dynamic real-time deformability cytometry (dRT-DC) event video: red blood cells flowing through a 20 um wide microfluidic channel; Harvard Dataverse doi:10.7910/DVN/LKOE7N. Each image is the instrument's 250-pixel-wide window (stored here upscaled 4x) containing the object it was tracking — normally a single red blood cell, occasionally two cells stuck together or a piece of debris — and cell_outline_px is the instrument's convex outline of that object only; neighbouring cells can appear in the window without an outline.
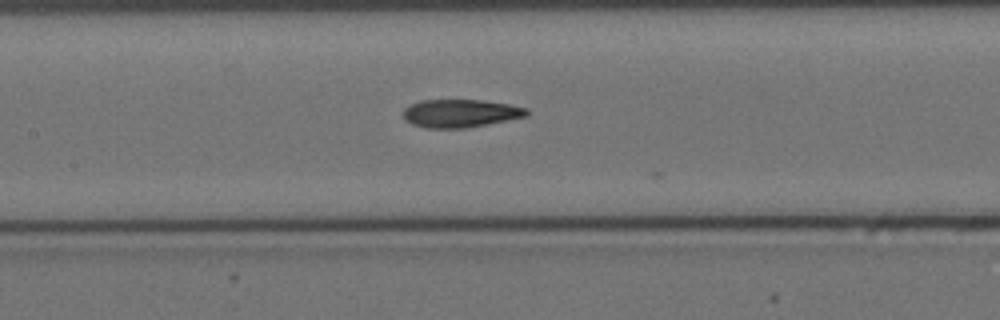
{"species": "Egyptian fruit bat (a non-hibernating species)", "species_latin": "Rousettus aegyptiacus", "temperature_condition": "cold", "stored_images_in_passage": 15, "camera_frame_rate_fps": 3000, "um_per_image_px": 0.085, "animal": {"sex": "female"}, "frame": {"image": 1, "passage_image": 14, "time_ms": 4.333, "image_size_px": [1000, 320], "cell_outline_px": [[528, 116], [464, 128], [428, 128], [412, 124], [404, 120], [404, 108], [420, 100], [480, 100], [508, 104], [528, 108]], "centroid_in_image_um": [39.12, 9.63], "position_along_channel_um": 168.3, "area_um2": 20.0}}